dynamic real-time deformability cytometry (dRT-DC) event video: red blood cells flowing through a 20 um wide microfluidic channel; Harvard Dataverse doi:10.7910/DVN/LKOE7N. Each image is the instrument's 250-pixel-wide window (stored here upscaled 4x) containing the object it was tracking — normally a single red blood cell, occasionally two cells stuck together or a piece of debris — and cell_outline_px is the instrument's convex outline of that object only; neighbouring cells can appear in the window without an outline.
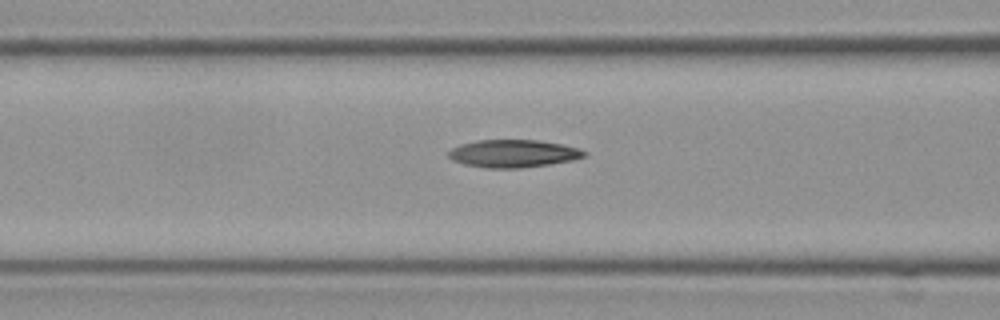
{"species": "Egyptian fruit bat (a non-hibernating species)", "species_latin": "Rousettus aegyptiacus", "temperature_condition": "cold", "stored_images_in_passage": 9, "camera_frame_rate_fps": 3000, "um_per_image_px": 0.085, "frame": {"image": 1, "passage_image": 7, "time_ms": 2.0, "image_size_px": [1000, 320], "cell_outline_px": [[588, 152], [584, 156], [572, 160], [548, 164], [520, 168], [484, 168], [464, 164], [452, 160], [448, 156], [448, 152], [452, 148], [460, 144], [476, 140], [536, 140], [560, 144], [580, 148]], "centroid_in_image_um": [43.6, 13.05], "position_along_channel_um": 123.0, "area_um2": 21.85}}